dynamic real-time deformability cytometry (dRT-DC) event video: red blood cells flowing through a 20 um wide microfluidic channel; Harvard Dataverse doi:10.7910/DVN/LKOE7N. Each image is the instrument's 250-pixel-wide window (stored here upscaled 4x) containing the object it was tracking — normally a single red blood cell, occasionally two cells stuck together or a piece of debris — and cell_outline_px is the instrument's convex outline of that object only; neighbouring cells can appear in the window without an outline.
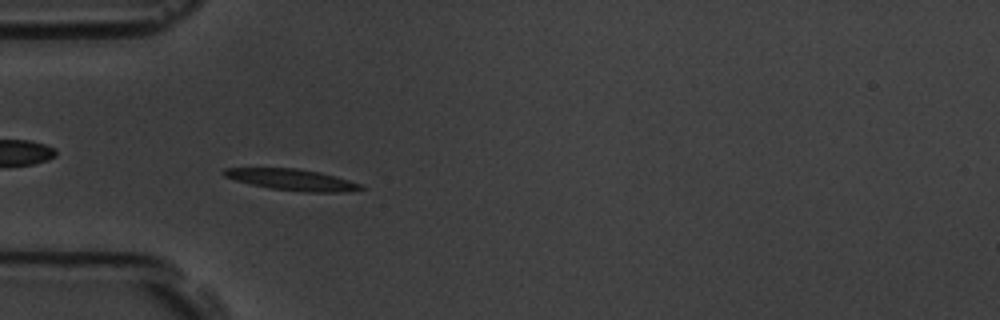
{"species": "common noctule bat (a hibernating species)", "species_latin": "Nyctalus noctula", "temperature_condition": "room temperature", "stored_images_in_passage": 7, "camera_frame_rate_fps": 3000, "um_per_image_px": 0.085, "animal": {"sex": "male", "body_mass_g": 19.5, "forearm_length_mm": 54.6}, "frame": {"image": 1, "passage_image": 6, "time_ms": 1.667, "image_size_px": [1000, 320], "cell_outline_px": [[364, 188], [344, 192], [304, 192], [268, 188], [236, 180], [224, 176], [220, 172], [224, 168], [296, 168], [320, 172], [336, 176], [360, 184]], "centroid_in_image_um": [24.79, 15.27], "position_along_channel_um": 60.2, "area_um2": 16.88}}
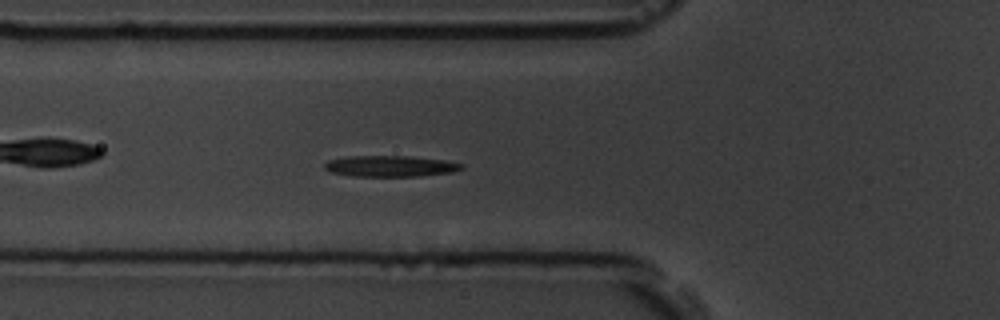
{"frame": {"image": 2, "passage_image": 7, "time_ms": 2.0, "image_size_px": [1000, 320], "cell_outline_px": [[464, 168], [452, 172], [420, 176], [352, 176], [328, 172], [324, 168], [324, 164], [328, 160], [348, 156], [408, 156], [444, 160], [464, 164]], "centroid_in_image_um": [33.15, 14.12], "position_along_channel_um": 92.6, "area_um2": 16.88}}